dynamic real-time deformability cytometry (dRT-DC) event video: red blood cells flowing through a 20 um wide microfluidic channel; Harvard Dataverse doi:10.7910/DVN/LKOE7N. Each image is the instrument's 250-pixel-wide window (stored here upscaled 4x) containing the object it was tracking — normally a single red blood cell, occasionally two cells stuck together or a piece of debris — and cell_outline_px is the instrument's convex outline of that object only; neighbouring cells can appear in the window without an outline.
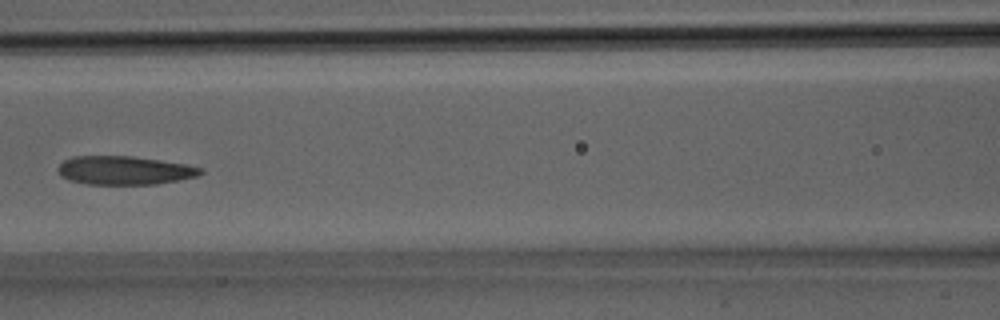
{"species": "Egyptian fruit bat (a non-hibernating species)", "species_latin": "Rousettus aegyptiacus", "temperature_condition": "room temperature", "stored_images_in_passage": 8, "camera_frame_rate_fps": 3000, "um_per_image_px": 0.085, "animal": {"sex": "male"}, "frame": {"image": 1, "passage_image": 5, "time_ms": 1.333, "image_size_px": [1000, 320], "cell_outline_px": [[204, 172], [196, 176], [180, 180], [156, 184], [88, 184], [68, 180], [60, 176], [56, 168], [64, 160], [72, 156], [132, 156], [188, 164], [204, 168]], "centroid_in_image_um": [10.58, 14.48], "position_along_channel_um": 156.0, "area_um2": 23.99}}
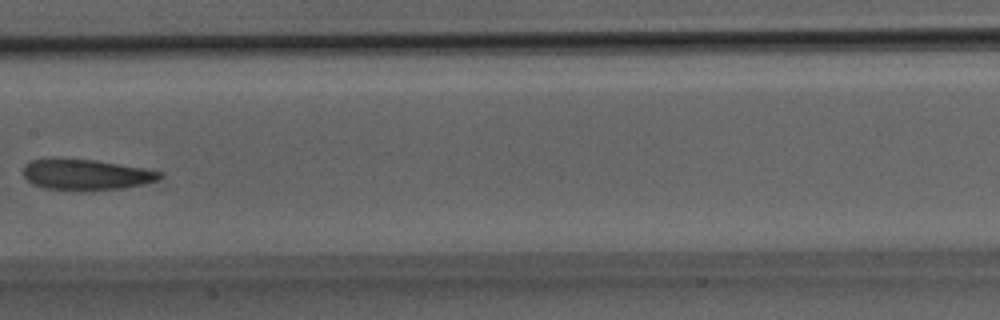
{"frame": {"image": 2, "passage_image": 7, "time_ms": 2.0, "image_size_px": [1000, 320], "cell_outline_px": [[164, 176], [156, 180], [144, 184], [124, 188], [80, 192], [44, 188], [32, 184], [24, 176], [24, 164], [32, 160], [96, 160], [144, 168], [160, 172]], "centroid_in_image_um": [7.34, 14.88], "position_along_channel_um": 200.1, "area_um2": 24.39}}